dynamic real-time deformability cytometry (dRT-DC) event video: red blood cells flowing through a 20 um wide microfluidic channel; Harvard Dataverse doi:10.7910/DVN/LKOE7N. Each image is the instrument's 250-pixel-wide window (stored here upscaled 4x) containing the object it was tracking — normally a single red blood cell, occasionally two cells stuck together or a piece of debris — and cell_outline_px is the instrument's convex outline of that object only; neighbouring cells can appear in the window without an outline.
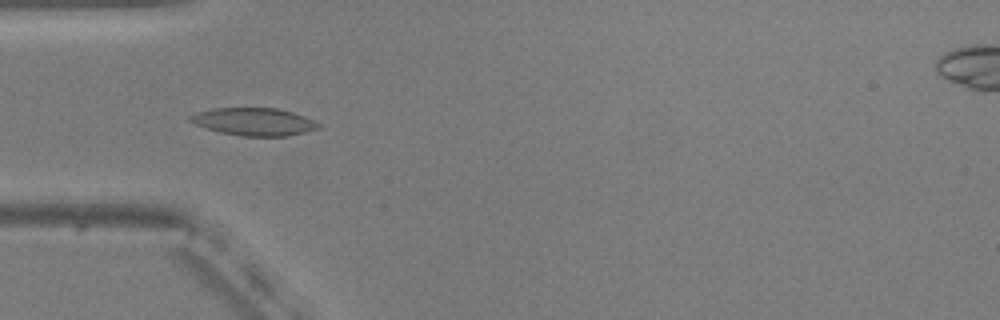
{"species": "common noctule bat (a hibernating species)", "species_latin": "Nyctalus noctula", "temperature_condition": "warm", "stored_images_in_passage": 36, "camera_frame_rate_fps": 3000, "um_per_image_px": 0.085, "animal": {"sex": "male", "body_mass_g": 20.5, "forearm_length_mm": 52.5}, "frame": {"image": 1, "passage_image": 6, "time_ms": 1.667, "image_size_px": [1000, 320], "cell_outline_px": [[324, 124], [320, 128], [288, 136], [244, 136], [220, 132], [196, 124], [188, 120], [188, 116], [196, 112], [212, 108], [276, 108], [292, 112], [304, 116]], "centroid_in_image_um": [21.62, 10.34], "position_along_channel_um": 63.4, "area_um2": 20.69}}
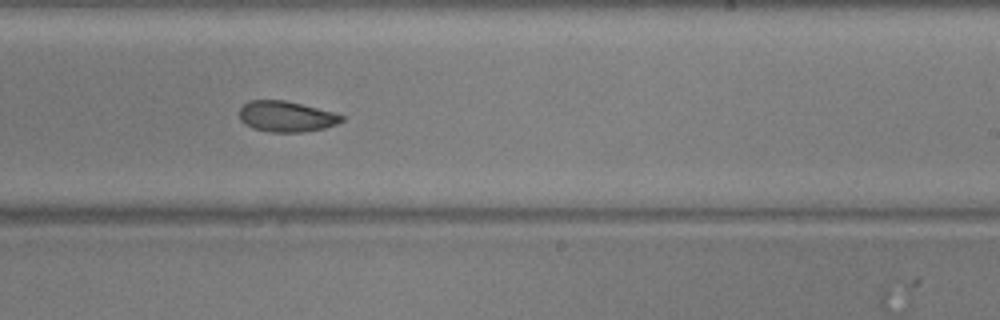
{"frame": {"image": 2, "passage_image": 22, "time_ms": 7.0, "image_size_px": [1000, 320], "cell_outline_px": [[344, 120], [336, 124], [324, 128], [300, 132], [268, 132], [252, 128], [244, 124], [240, 120], [240, 108], [244, 104], [252, 100], [284, 100], [332, 112], [344, 116]], "centroid_in_image_um": [24.3, 9.91], "position_along_channel_um": 264.7, "area_um2": 18.15}}
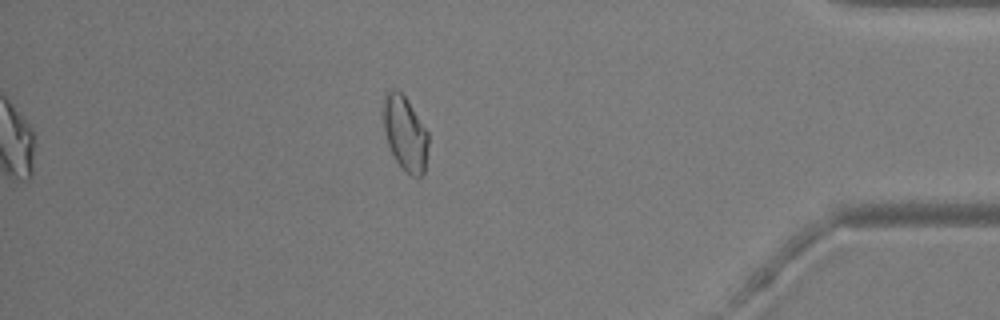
{"frame": {"image": 3, "passage_image": 36, "time_ms": 11.667, "image_size_px": [1000, 320], "cell_outline_px": [[428, 144], [424, 172], [420, 176], [412, 176], [396, 160], [388, 144], [384, 132], [384, 96], [392, 88], [396, 88], [408, 100], [428, 132]], "centroid_in_image_um": [34.44, 11.3], "position_along_channel_um": 400.8, "area_um2": 19.19}, "authors_computed_cell_mechanics": {"area_um2": 19.3052, "velocity_mm_per_s": 3.7695, "shape_relaxation_time_tau1_ms": 6.0737, "shape_relaxation_time_tau2_ms": 5.1454, "deformation_change_tau1": 0.1512, "deformation_change_tau2": 0.084}}